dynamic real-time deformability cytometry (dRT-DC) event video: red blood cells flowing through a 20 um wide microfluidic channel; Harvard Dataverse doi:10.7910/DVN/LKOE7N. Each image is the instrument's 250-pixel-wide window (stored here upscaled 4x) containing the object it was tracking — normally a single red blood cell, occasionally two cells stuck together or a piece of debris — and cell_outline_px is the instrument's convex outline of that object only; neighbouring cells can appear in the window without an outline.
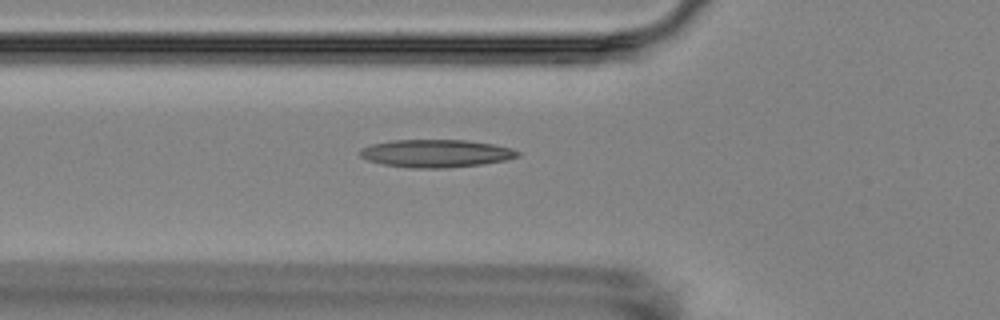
{"species": "Egyptian fruit bat (a non-hibernating species)", "species_latin": "Rousettus aegyptiacus", "temperature_condition": "room temperature", "stored_images_in_passage": 8, "camera_frame_rate_fps": 3000, "um_per_image_px": 0.085, "animal": {"sex": "female"}, "frame": {"image": 1, "passage_image": 8, "time_ms": 10.0, "image_size_px": [1000, 320], "cell_outline_px": [[520, 156], [508, 160], [480, 164], [448, 168], [408, 168], [384, 164], [368, 160], [360, 156], [360, 148], [372, 144], [392, 140], [468, 140], [492, 144], [512, 148], [520, 152]], "centroid_in_image_um": [37.08, 13.04], "position_along_channel_um": 88.7, "area_um2": 25.61}}